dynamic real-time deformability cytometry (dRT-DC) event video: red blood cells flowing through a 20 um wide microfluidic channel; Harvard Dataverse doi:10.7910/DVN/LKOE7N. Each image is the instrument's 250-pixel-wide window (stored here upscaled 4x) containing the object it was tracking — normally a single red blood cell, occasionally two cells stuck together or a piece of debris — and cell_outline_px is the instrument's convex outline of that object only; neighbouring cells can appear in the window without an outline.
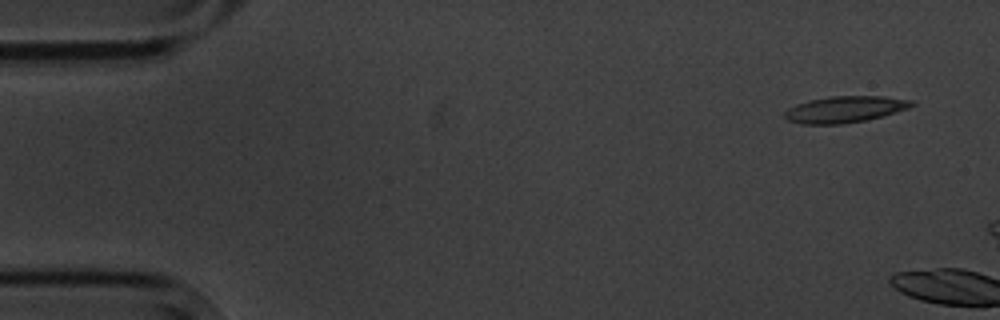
{"species": "common noctule bat (a hibernating species)", "species_latin": "Nyctalus noctula", "temperature_condition": "cold", "stored_images_in_passage": 2, "camera_frame_rate_fps": 3000, "um_per_image_px": 0.085, "animal": {"sex": "male", "body_mass_g": 20.1, "forearm_length_mm": 53.5}, "frame": {"image": 1, "passage_image": 1, "time_ms": 0.0, "image_size_px": [1000, 320], "cell_outline_px": [[916, 104], [908, 108], [896, 112], [864, 120], [844, 124], [800, 124], [788, 120], [784, 116], [784, 112], [788, 108], [796, 104], [808, 100], [832, 96], [880, 96], [916, 100]], "centroid_in_image_um": [71.81, 9.29], "position_along_channel_um": 13.2, "area_um2": 19.59}}